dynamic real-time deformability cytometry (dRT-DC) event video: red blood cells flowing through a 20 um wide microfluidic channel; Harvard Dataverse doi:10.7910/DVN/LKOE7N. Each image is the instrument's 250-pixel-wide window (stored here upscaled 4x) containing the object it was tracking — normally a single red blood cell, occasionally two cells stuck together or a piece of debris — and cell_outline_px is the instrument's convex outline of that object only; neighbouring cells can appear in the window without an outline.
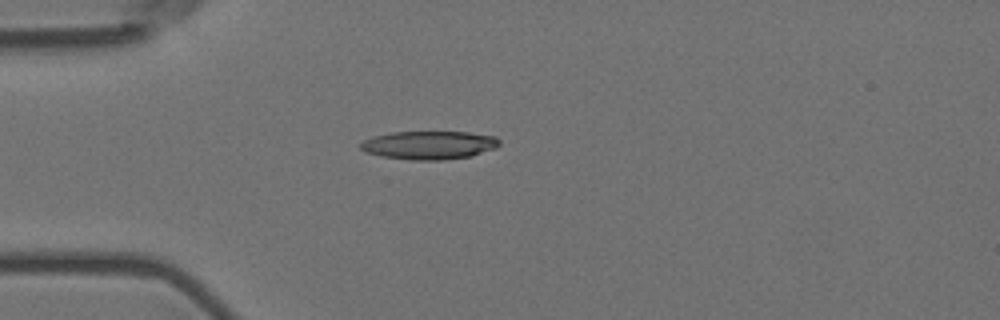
{"species": "Egyptian fruit bat (a non-hibernating species)", "species_latin": "Rousettus aegyptiacus", "temperature_condition": "room temperature", "stored_images_in_passage": 6, "camera_frame_rate_fps": 3000, "um_per_image_px": 0.085, "animal": {"sex": "female"}, "frame": {"image": 1, "passage_image": 1, "time_ms": 0.0, "image_size_px": [1000, 320], "cell_outline_px": [[500, 144], [496, 148], [472, 156], [444, 160], [412, 160], [380, 156], [364, 152], [360, 148], [360, 144], [364, 140], [372, 136], [392, 132], [468, 132], [496, 136], [500, 140]], "centroid_in_image_um": [36.48, 12.34], "position_along_channel_um": 48.5, "area_um2": 23.18}}
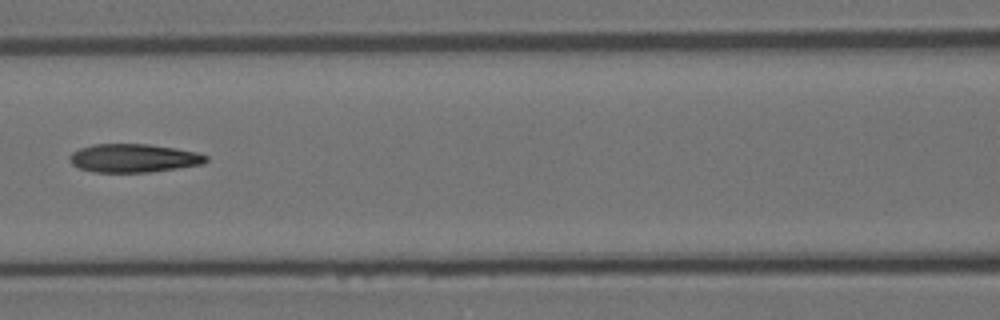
{"frame": {"image": 2, "passage_image": 4, "time_ms": 1.0, "image_size_px": [1000, 320], "cell_outline_px": [[208, 160], [200, 164], [176, 168], [148, 172], [96, 172], [80, 168], [72, 164], [68, 160], [68, 156], [72, 152], [80, 148], [92, 144], [148, 144], [176, 148], [196, 152], [208, 156]], "centroid_in_image_um": [11.32, 13.43], "position_along_channel_um": 155.3, "area_um2": 22.48}}
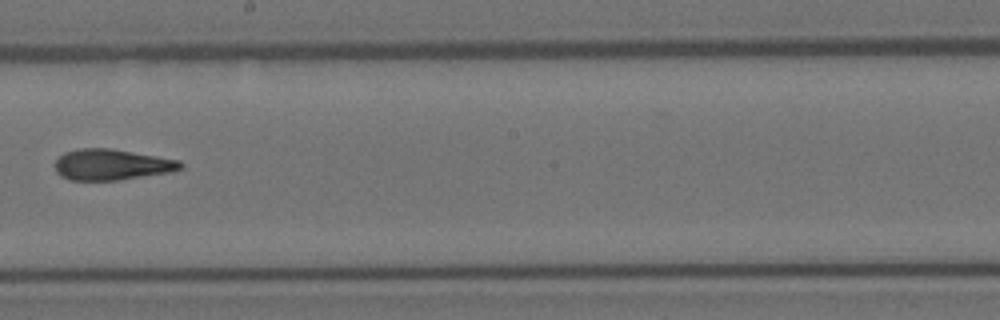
{"frame": {"image": 3, "passage_image": 6, "time_ms": 1.667, "image_size_px": [1000, 320], "cell_outline_px": [[184, 168], [172, 172], [116, 180], [68, 180], [60, 176], [56, 172], [56, 160], [64, 152], [80, 148], [112, 148], [180, 160], [184, 164]], "centroid_in_image_um": [9.52, 13.99], "position_along_channel_um": 238.7, "area_um2": 22.77}}